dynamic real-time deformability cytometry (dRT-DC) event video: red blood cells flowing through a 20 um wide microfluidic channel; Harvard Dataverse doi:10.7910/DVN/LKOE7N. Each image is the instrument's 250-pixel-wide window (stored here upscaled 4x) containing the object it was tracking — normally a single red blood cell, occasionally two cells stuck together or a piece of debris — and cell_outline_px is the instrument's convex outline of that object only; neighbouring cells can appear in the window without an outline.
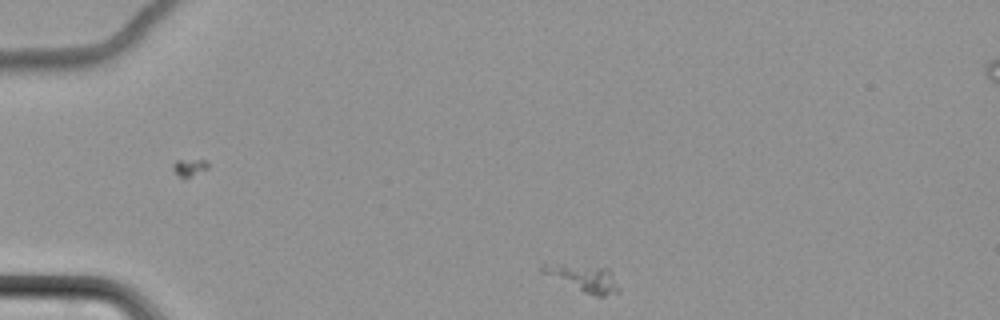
{"species": "common noctule bat (a hibernating species)", "species_latin": "Nyctalus noctula", "temperature_condition": "cold", "stored_images_in_passage": 4, "camera_frame_rate_fps": 3000, "um_per_image_px": 0.085, "animal": {"sex": "female", "body_mass_g": 22.7, "forearm_length_mm": 54.2}, "frame": {"image": 1, "passage_image": 1, "time_ms": 0.0, "image_size_px": [1000, 320], "cell_outline_px": [[620, 292], [604, 296], [596, 296], [584, 292], [544, 272], [540, 268], [544, 264], [564, 264], [608, 268], [612, 272], [620, 288]], "centroid_in_image_um": [49.73, 23.65], "position_along_channel_um": 35.3, "area_um2": 11.5}}